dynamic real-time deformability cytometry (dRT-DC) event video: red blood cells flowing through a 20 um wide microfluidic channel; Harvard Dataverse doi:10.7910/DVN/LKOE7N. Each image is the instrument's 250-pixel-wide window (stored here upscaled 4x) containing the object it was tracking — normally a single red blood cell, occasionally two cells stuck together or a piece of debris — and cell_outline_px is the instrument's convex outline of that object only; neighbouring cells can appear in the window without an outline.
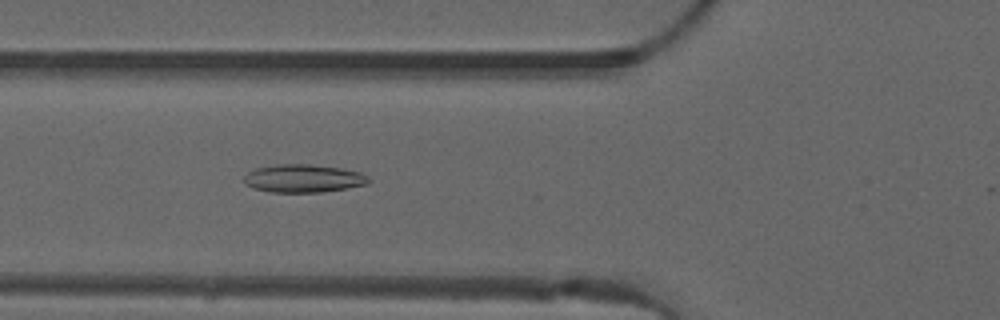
{"species": "common noctule bat (a hibernating species)", "species_latin": "Nyctalus noctula", "temperature_condition": "warm", "stored_images_in_passage": 29, "camera_frame_rate_fps": 3000, "um_per_image_px": 0.085, "animal": {"sex": "male", "forearm_length_mm": 52.5}, "frame": {"image": 1, "passage_image": 6, "time_ms": 1.667, "image_size_px": [1000, 320], "cell_outline_px": [[372, 180], [368, 184], [348, 188], [320, 192], [272, 192], [252, 188], [244, 184], [244, 176], [248, 172], [256, 168], [276, 164], [308, 164], [340, 168], [360, 172], [368, 176]], "centroid_in_image_um": [25.79, 15.17], "position_along_channel_um": 100.0, "area_um2": 20.46}}
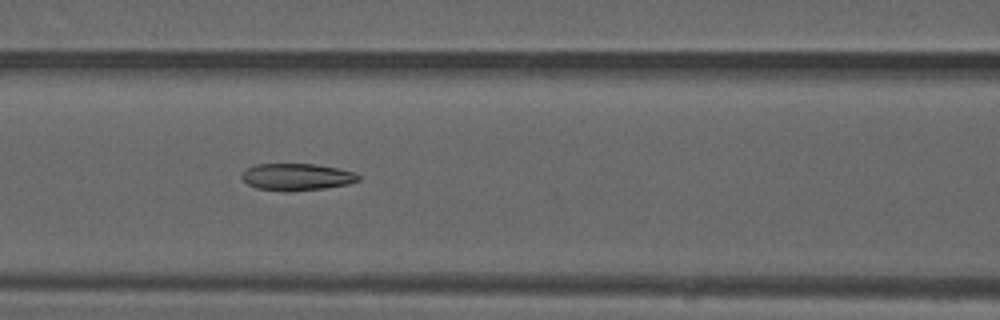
{"frame": {"image": 2, "passage_image": 9, "time_ms": 2.667, "image_size_px": [1000, 320], "cell_outline_px": [[360, 180], [348, 184], [324, 188], [288, 192], [284, 192], [256, 188], [248, 184], [240, 176], [248, 168], [256, 164], [316, 164], [356, 172], [360, 176]], "centroid_in_image_um": [25.24, 15.05], "position_along_channel_um": 141.4, "area_um2": 18.38}}
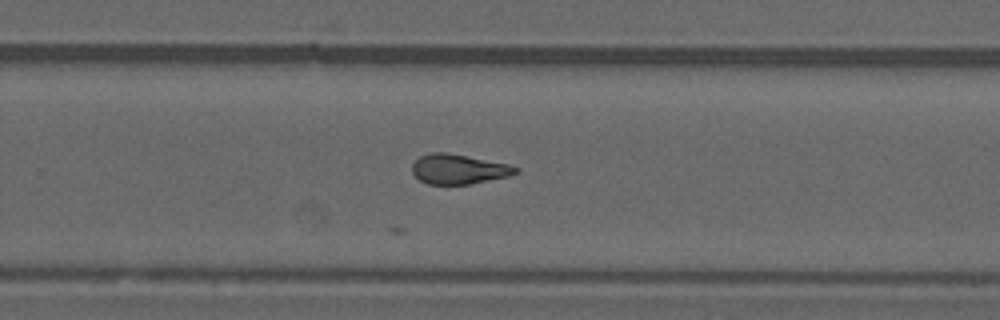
{"frame": {"image": 3, "passage_image": 20, "time_ms": 6.333, "image_size_px": [1000, 320], "cell_outline_px": [[520, 168], [512, 176], [472, 184], [428, 184], [420, 180], [412, 172], [412, 164], [420, 156], [432, 152], [444, 152], [508, 164]], "centroid_in_image_um": [39.0, 14.39], "position_along_channel_um": 290.8, "area_um2": 17.92}}